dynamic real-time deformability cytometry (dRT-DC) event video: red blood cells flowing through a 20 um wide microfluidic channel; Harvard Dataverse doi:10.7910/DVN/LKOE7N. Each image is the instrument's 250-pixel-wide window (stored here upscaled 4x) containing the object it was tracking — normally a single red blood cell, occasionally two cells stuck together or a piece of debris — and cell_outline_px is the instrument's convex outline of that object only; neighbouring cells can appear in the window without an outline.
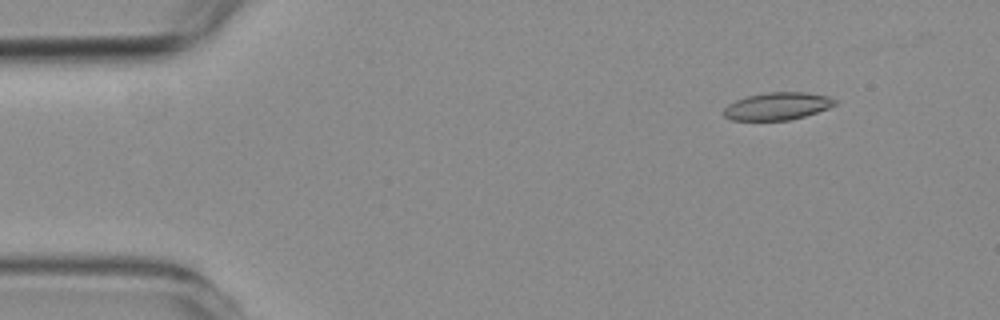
{"species": "common noctule bat (a hibernating species)", "species_latin": "Nyctalus noctula", "temperature_condition": "room temperature", "stored_images_in_passage": 54, "camera_frame_rate_fps": 3000, "um_per_image_px": 0.085, "animal": {"sex": "female", "body_mass_g": 19.3, "forearm_length_mm": 54.1}, "frame": {"image": 1, "passage_image": 6, "time_ms": 1.667, "image_size_px": [1000, 320], "cell_outline_px": [[836, 104], [828, 108], [804, 116], [788, 120], [732, 120], [724, 116], [724, 108], [728, 104], [736, 100], [748, 96], [768, 92], [804, 92], [828, 96], [836, 100]], "centroid_in_image_um": [66.07, 9.02], "position_along_channel_um": 18.9, "area_um2": 17.63}}
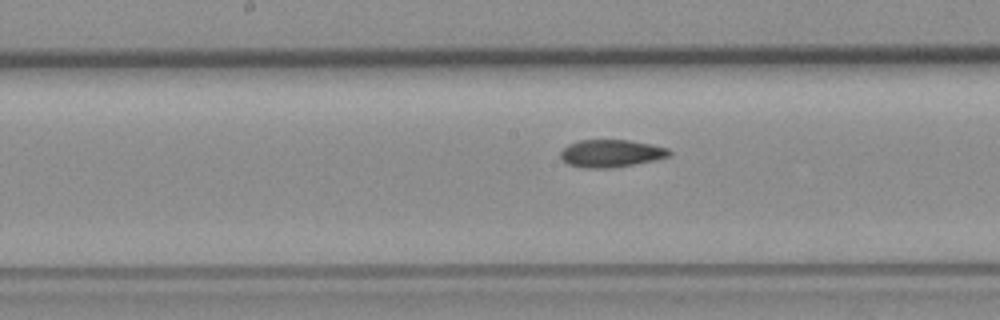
{"frame": {"image": 2, "passage_image": 27, "time_ms": 8.667, "image_size_px": [1000, 320], "cell_outline_px": [[672, 152], [668, 156], [656, 160], [612, 168], [584, 168], [568, 164], [560, 156], [560, 152], [568, 144], [580, 140], [628, 140], [652, 144], [668, 148]], "centroid_in_image_um": [51.95, 13.04], "position_along_channel_um": 196.3, "area_um2": 17.46}}
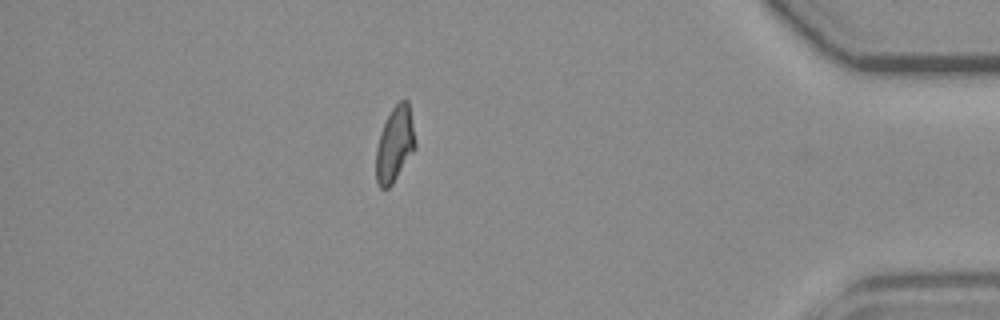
{"frame": {"image": 3, "passage_image": 47, "time_ms": 15.333, "image_size_px": [1000, 320], "cell_outline_px": [[416, 148], [392, 184], [388, 188], [380, 188], [376, 180], [376, 148], [380, 132], [392, 108], [400, 100], [408, 100], [416, 144]], "centroid_in_image_um": [33.55, 12.28], "position_along_channel_um": 401.6, "area_um2": 17.05}, "authors_computed_cell_mechanics": {"area_um2": 17.629, "velocity_mm_per_s": 3.7702, "shape_relaxation_time_tau1_ms": null, "shape_relaxation_time_tau2_ms": 2.8636, "deformation_change_tau1": null, "deformation_change_tau2": 0.0818}}